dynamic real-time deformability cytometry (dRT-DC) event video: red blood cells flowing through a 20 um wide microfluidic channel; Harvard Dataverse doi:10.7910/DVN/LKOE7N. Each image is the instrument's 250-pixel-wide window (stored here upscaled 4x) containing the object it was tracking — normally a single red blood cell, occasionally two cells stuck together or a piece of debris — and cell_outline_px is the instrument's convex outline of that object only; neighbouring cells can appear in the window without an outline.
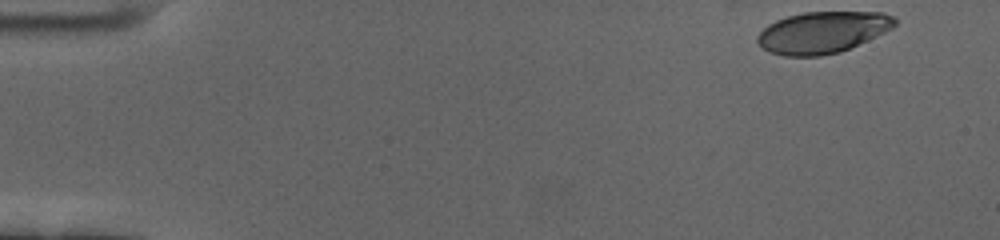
{"species": "human", "species_latin": "Homo sapiens", "temperature_condition": "cold", "stored_images_in_passage": 56, "camera_frame_rate_fps": 3000, "um_per_image_px": 0.085, "donor": {"sex": "female"}, "frame": {"image": 1, "passage_image": 1, "time_ms": 0.0, "image_size_px": [1000, 240], "cell_outline_px": [[896, 24], [892, 28], [868, 40], [840, 52], [820, 56], [784, 56], [768, 52], [756, 40], [756, 36], [768, 24], [776, 20], [788, 16], [804, 12], [884, 12], [892, 16], [896, 20]], "centroid_in_image_um": [69.9, 2.75], "position_along_channel_um": 15.1, "area_um2": 33.23}}
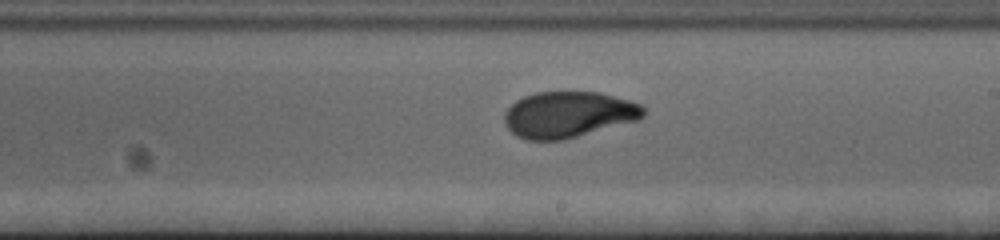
{"frame": {"image": 2, "passage_image": 32, "time_ms": 10.333, "image_size_px": [1000, 240], "cell_outline_px": [[644, 116], [640, 120], [564, 140], [528, 140], [516, 136], [504, 124], [504, 112], [516, 100], [524, 96], [536, 92], [600, 92], [628, 100], [640, 104], [644, 108]], "centroid_in_image_um": [48.31, 9.74], "position_along_channel_um": 240.7, "area_um2": 37.57}}
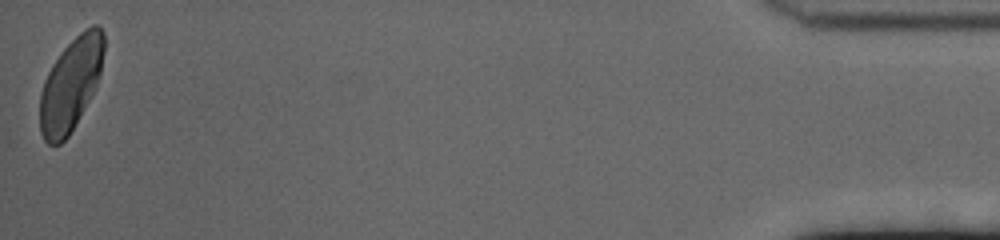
{"frame": {"image": 3, "passage_image": 56, "time_ms": 18.333, "image_size_px": [1000, 240], "cell_outline_px": [[104, 52], [100, 72], [96, 88], [92, 96], [68, 136], [60, 144], [48, 144], [44, 140], [40, 132], [40, 92], [44, 80], [52, 64], [60, 52], [80, 32], [92, 24], [96, 24], [104, 32]], "centroid_in_image_um": [6.01, 7.17], "position_along_channel_um": 429.2, "area_um2": 34.68}, "authors_computed_cell_mechanics": {"area_um2": 36.3851, "velocity_mm_per_s": 3.429, "shape_relaxation_time_tau1_ms": 4.2757, "shape_relaxation_time_tau2_ms": 0.9287, "deformation_change_tau1": 0.1629, "deformation_change_tau2": 0.0587}}